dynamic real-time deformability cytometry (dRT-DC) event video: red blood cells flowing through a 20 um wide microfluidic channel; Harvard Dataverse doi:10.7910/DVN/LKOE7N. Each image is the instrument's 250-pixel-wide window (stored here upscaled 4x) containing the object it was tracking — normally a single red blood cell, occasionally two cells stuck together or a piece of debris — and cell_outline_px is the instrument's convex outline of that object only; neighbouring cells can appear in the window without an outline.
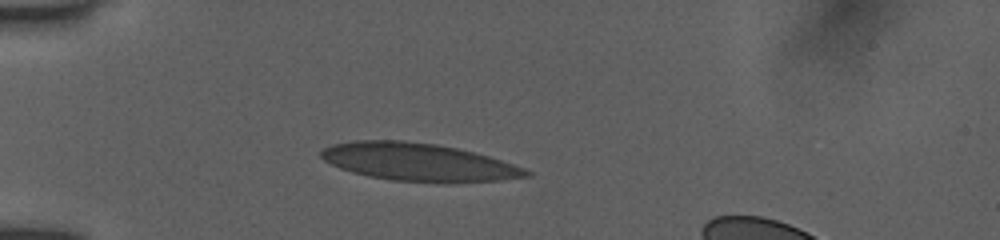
{"species": "human", "species_latin": "Homo sapiens", "temperature_condition": "room temperature", "stored_images_in_passage": 7, "camera_frame_rate_fps": 3000, "um_per_image_px": 0.085, "donor": {"sex": "female"}, "frame": {"image": 1, "passage_image": 3, "time_ms": 1.333, "image_size_px": [1000, 240], "cell_outline_px": [[532, 176], [500, 180], [444, 184], [392, 180], [368, 176], [352, 172], [340, 168], [324, 160], [320, 156], [320, 152], [324, 148], [332, 144], [356, 140], [404, 140], [436, 144], [456, 148], [488, 156], [524, 168], [532, 172]], "centroid_in_image_um": [35.57, 13.79], "position_along_channel_um": 49.4, "area_um2": 45.43}}
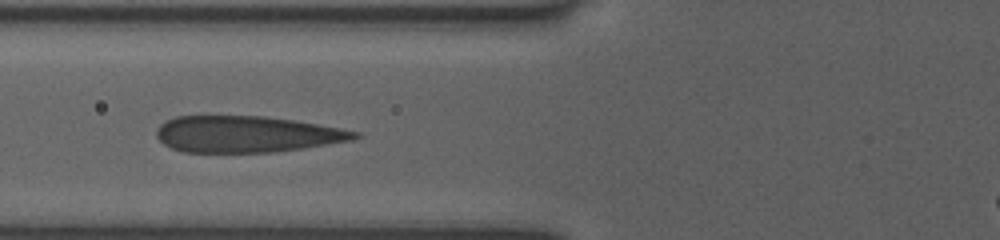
{"frame": {"image": 2, "passage_image": 6, "time_ms": 3.333, "image_size_px": [1000, 240], "cell_outline_px": [[360, 136], [352, 140], [304, 148], [272, 152], [184, 152], [172, 148], [164, 144], [156, 136], [156, 128], [160, 124], [176, 116], [264, 116], [292, 120], [340, 128], [360, 132]], "centroid_in_image_um": [20.95, 11.4], "position_along_channel_um": 104.9, "area_um2": 41.85}}